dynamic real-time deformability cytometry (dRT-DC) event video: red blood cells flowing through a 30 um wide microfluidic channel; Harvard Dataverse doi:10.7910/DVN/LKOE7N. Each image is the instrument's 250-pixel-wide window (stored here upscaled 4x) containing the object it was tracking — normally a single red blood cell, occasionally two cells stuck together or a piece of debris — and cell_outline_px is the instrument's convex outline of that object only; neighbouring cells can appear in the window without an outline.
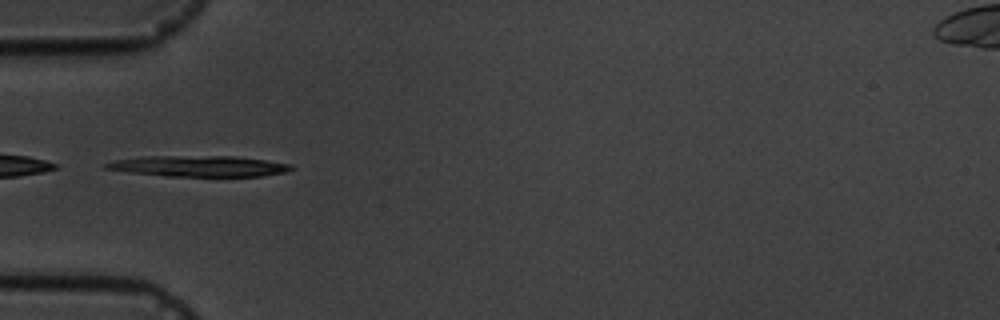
{"species": "common noctule bat (a hibernating species)", "species_latin": "Nyctalus noctula", "temperature_condition": "cold", "stored_images_in_passage": 8, "camera_frame_rate_fps": 3000, "um_per_image_px": 0.085, "animal": {"sex": "male", "body_mass_g": 19.5, "forearm_length_mm": 54.6}, "frame": {"image": 1, "passage_image": 6, "time_ms": 5.667, "image_size_px": [1000, 320], "cell_outline_px": [[296, 168], [288, 172], [260, 176], [164, 176], [132, 172], [104, 168], [104, 164], [116, 160], [140, 156], [232, 156], [264, 160], [292, 164]], "centroid_in_image_um": [16.96, 14.12], "position_along_channel_um": 68.0, "area_um2": 22.48}}
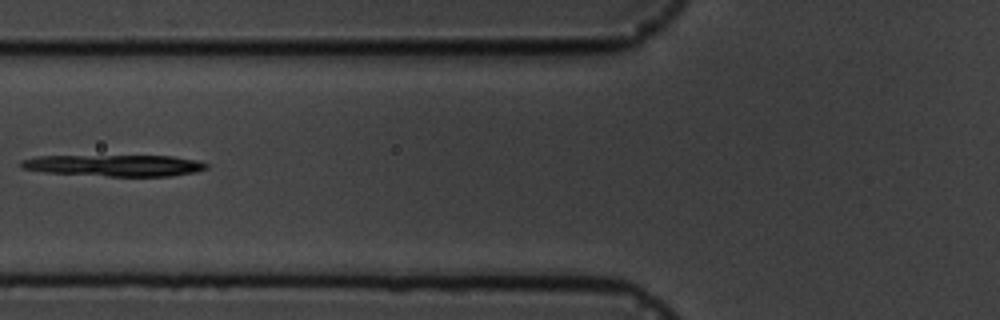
{"frame": {"image": 2, "passage_image": 7, "time_ms": 7.0, "image_size_px": [1000, 320], "cell_outline_px": [[208, 168], [196, 172], [172, 176], [108, 176], [44, 172], [20, 168], [20, 160], [36, 156], [172, 156], [196, 160], [208, 164]], "centroid_in_image_um": [9.72, 14.06], "position_along_channel_um": 116.1, "area_um2": 23.24}}
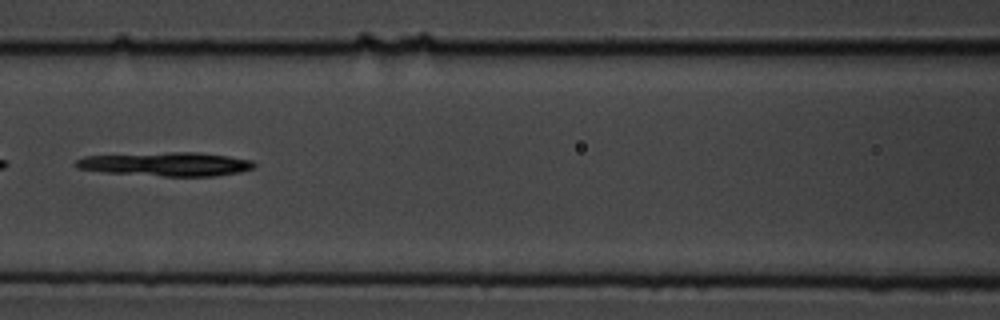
{"frame": {"image": 3, "passage_image": 8, "time_ms": 8.0, "image_size_px": [1000, 320], "cell_outline_px": [[256, 164], [252, 168], [240, 172], [216, 176], [164, 176], [104, 172], [76, 168], [72, 164], [76, 160], [84, 156], [172, 152], [200, 152], [228, 156], [252, 160]], "centroid_in_image_um": [14.12, 13.95], "position_along_channel_um": 152.5, "area_um2": 24.74}}